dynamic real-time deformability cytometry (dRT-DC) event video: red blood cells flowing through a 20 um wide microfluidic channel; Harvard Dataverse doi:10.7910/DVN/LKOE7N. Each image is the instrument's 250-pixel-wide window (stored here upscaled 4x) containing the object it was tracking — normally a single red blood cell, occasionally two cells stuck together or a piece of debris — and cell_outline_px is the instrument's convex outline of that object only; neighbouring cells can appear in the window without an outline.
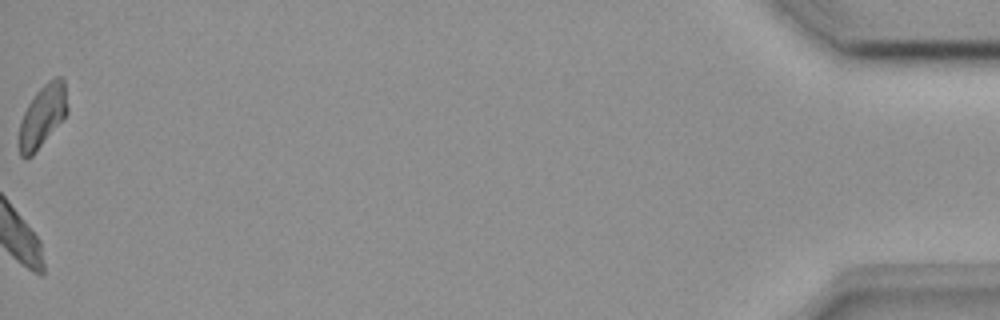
{"species": "common noctule bat (a hibernating species)", "species_latin": "Nyctalus noctula", "temperature_condition": "room temperature", "stored_images_in_passage": 50, "camera_frame_rate_fps": 3000, "um_per_image_px": 0.085, "animal": {"sex": "female", "body_mass_g": 18.4}, "frame": {"image": 1, "passage_image": 50, "time_ms": 16.333, "image_size_px": [1000, 320], "cell_outline_px": [[68, 112], [32, 156], [20, 156], [16, 144], [20, 120], [28, 104], [36, 92], [48, 80], [56, 76], [64, 76], [68, 108]], "centroid_in_image_um": [3.58, 9.85], "position_along_channel_um": 431.6, "area_um2": 17.74}}